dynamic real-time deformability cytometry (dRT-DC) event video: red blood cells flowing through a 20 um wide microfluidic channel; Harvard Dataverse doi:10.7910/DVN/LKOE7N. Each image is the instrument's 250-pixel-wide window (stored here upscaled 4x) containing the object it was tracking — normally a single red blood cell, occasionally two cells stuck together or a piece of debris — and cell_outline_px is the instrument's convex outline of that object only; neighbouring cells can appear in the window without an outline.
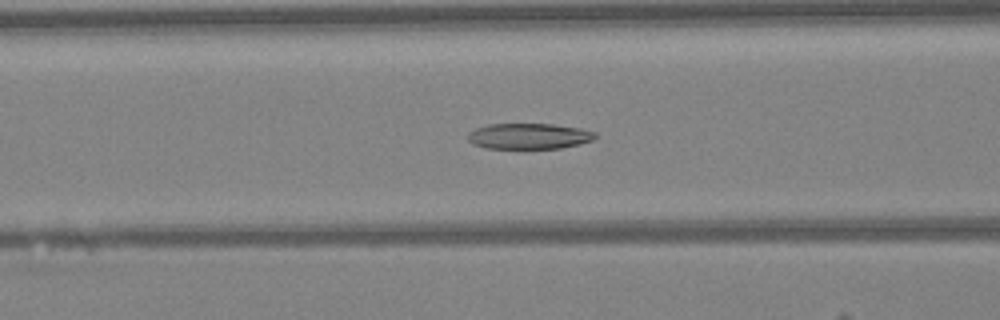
{"species": "Egyptian fruit bat (a non-hibernating species)", "species_latin": "Rousettus aegyptiacus", "temperature_condition": "warm", "stored_images_in_passage": 48, "camera_frame_rate_fps": 3000, "um_per_image_px": 0.085, "animal": {"sex": "female"}, "frame": {"image": 1, "passage_image": 19, "time_ms": 6.0, "image_size_px": [1000, 320], "cell_outline_px": [[596, 136], [592, 140], [580, 144], [560, 148], [484, 148], [472, 144], [468, 140], [468, 132], [476, 128], [488, 124], [552, 124], [580, 128], [596, 132]], "centroid_in_image_um": [44.94, 11.57], "position_along_channel_um": 121.7, "area_um2": 19.13}}
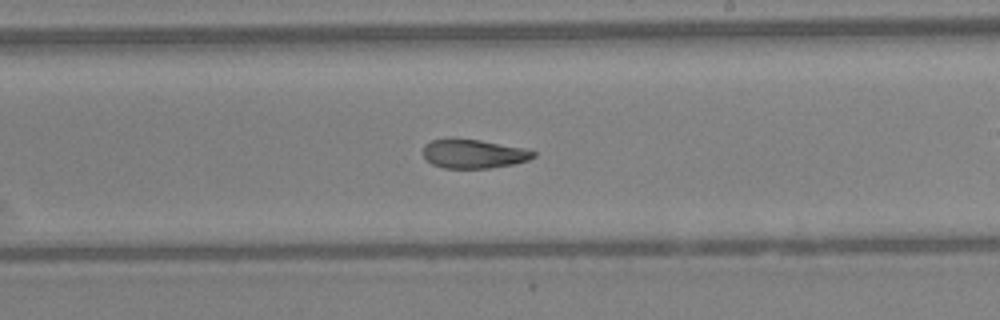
{"frame": {"image": 2, "passage_image": 28, "time_ms": 9.0, "image_size_px": [1000, 320], "cell_outline_px": [[536, 156], [528, 160], [512, 164], [488, 168], [444, 168], [432, 164], [424, 156], [424, 144], [432, 140], [480, 140], [524, 148], [536, 152]], "centroid_in_image_um": [40.29, 13.09], "position_along_channel_um": 248.7, "area_um2": 18.15}}
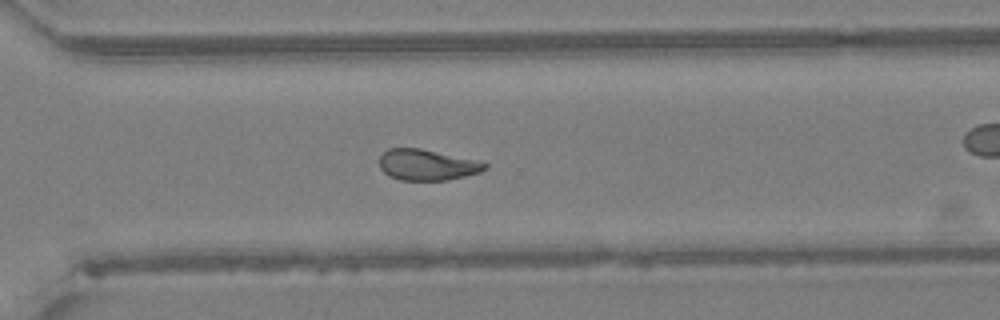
{"frame": {"image": 3, "passage_image": 34, "time_ms": 11.0, "image_size_px": [1000, 320], "cell_outline_px": [[488, 168], [480, 172], [448, 180], [400, 180], [384, 172], [380, 168], [380, 156], [388, 148], [420, 148], [484, 160], [488, 164]], "centroid_in_image_um": [36.38, 13.99], "position_along_channel_um": 334.2, "area_um2": 19.31}, "authors_computed_cell_mechanics": {"area_um2": 20.0855, "velocity_mm_per_s": 4.2675, "shape_relaxation_time_tau1_ms": null, "shape_relaxation_time_tau2_ms": 2.8414, "deformation_change_tau1": null, "deformation_change_tau2": 0.1028}}